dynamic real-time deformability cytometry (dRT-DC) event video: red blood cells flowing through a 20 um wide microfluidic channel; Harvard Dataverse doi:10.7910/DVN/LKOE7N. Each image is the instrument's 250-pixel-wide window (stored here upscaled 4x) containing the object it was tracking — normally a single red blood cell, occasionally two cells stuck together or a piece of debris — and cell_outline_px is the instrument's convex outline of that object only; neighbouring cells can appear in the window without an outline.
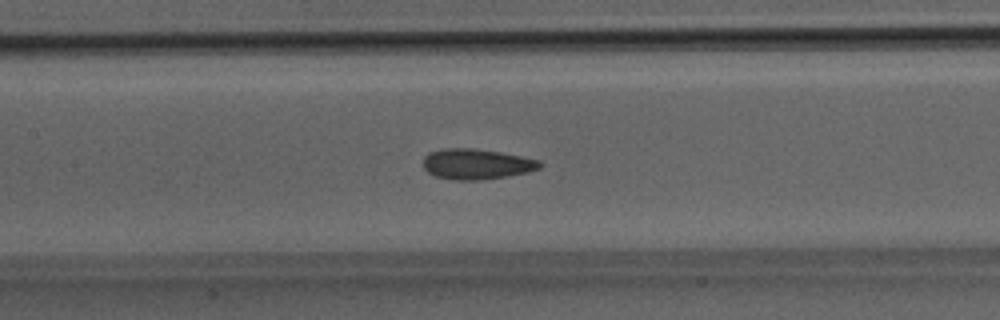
{"species": "Egyptian fruit bat (a non-hibernating species)", "species_latin": "Rousettus aegyptiacus", "temperature_condition": "room temperature", "stored_images_in_passage": 37, "camera_frame_rate_fps": 3000, "um_per_image_px": 0.085, "animal": {"sex": "male"}, "frame": {"image": 1, "passage_image": 17, "time_ms": 5.333, "image_size_px": [1000, 320], "cell_outline_px": [[544, 164], [540, 168], [528, 172], [508, 176], [480, 180], [456, 180], [436, 176], [428, 172], [424, 168], [424, 156], [428, 152], [440, 148], [472, 148], [500, 152], [540, 160]], "centroid_in_image_um": [40.51, 13.94], "position_along_channel_um": 166.9, "area_um2": 20.81}}
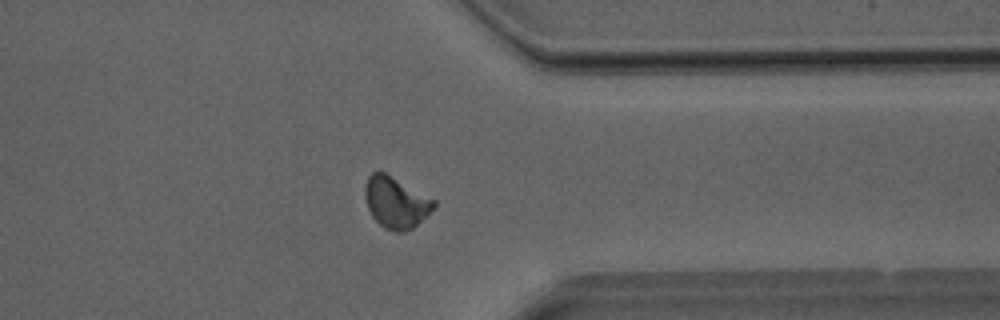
{"frame": {"image": 2, "passage_image": 29, "time_ms": 9.333, "image_size_px": [1000, 320], "cell_outline_px": [[436, 204], [412, 228], [404, 232], [392, 232], [384, 228], [372, 216], [368, 208], [364, 196], [364, 188], [368, 176], [372, 172], [384, 172], [436, 200]], "centroid_in_image_um": [33.61, 17.21], "position_along_channel_um": 377.8, "area_um2": 20.29}}
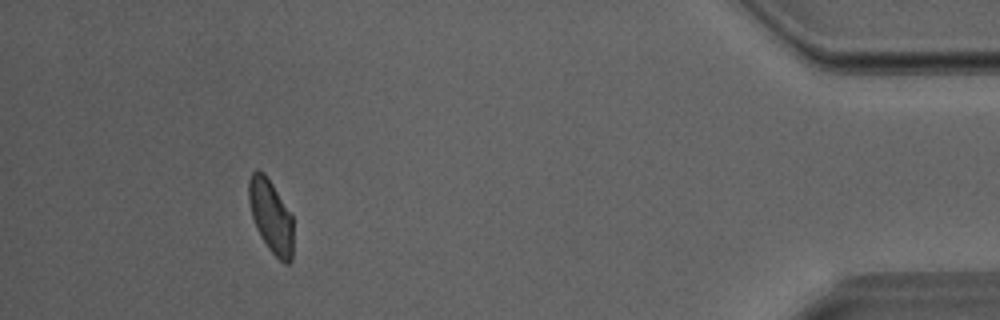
{"frame": {"image": 3, "passage_image": 34, "time_ms": 11.0, "image_size_px": [1000, 320], "cell_outline_px": [[292, 260], [288, 264], [284, 264], [268, 248], [260, 236], [256, 228], [252, 216], [248, 200], [248, 180], [252, 172], [256, 168], [264, 172], [272, 184], [292, 216]], "centroid_in_image_um": [23.0, 18.37], "position_along_channel_um": 412.2, "area_um2": 18.9}}